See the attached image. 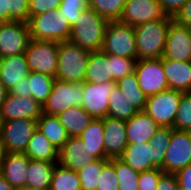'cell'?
Returning a JSON list of instances; mask_svg holds the SVG:
<instances>
[{
	"label": "cell",
	"instance_id": "obj_1",
	"mask_svg": "<svg viewBox=\"0 0 191 190\" xmlns=\"http://www.w3.org/2000/svg\"><path fill=\"white\" fill-rule=\"evenodd\" d=\"M173 20L167 16L165 19L152 20L134 27L138 60L163 57L167 33Z\"/></svg>",
	"mask_w": 191,
	"mask_h": 190
},
{
	"label": "cell",
	"instance_id": "obj_2",
	"mask_svg": "<svg viewBox=\"0 0 191 190\" xmlns=\"http://www.w3.org/2000/svg\"><path fill=\"white\" fill-rule=\"evenodd\" d=\"M108 22L94 9L87 7L72 27L69 40L89 52L100 51L103 47Z\"/></svg>",
	"mask_w": 191,
	"mask_h": 190
},
{
	"label": "cell",
	"instance_id": "obj_3",
	"mask_svg": "<svg viewBox=\"0 0 191 190\" xmlns=\"http://www.w3.org/2000/svg\"><path fill=\"white\" fill-rule=\"evenodd\" d=\"M90 52L70 40L59 42L58 64L55 78L84 83Z\"/></svg>",
	"mask_w": 191,
	"mask_h": 190
},
{
	"label": "cell",
	"instance_id": "obj_4",
	"mask_svg": "<svg viewBox=\"0 0 191 190\" xmlns=\"http://www.w3.org/2000/svg\"><path fill=\"white\" fill-rule=\"evenodd\" d=\"M34 40L63 42L70 39L72 27L59 10L32 16L28 21Z\"/></svg>",
	"mask_w": 191,
	"mask_h": 190
},
{
	"label": "cell",
	"instance_id": "obj_5",
	"mask_svg": "<svg viewBox=\"0 0 191 190\" xmlns=\"http://www.w3.org/2000/svg\"><path fill=\"white\" fill-rule=\"evenodd\" d=\"M101 50L106 54L137 59L134 27L119 20L109 21Z\"/></svg>",
	"mask_w": 191,
	"mask_h": 190
},
{
	"label": "cell",
	"instance_id": "obj_6",
	"mask_svg": "<svg viewBox=\"0 0 191 190\" xmlns=\"http://www.w3.org/2000/svg\"><path fill=\"white\" fill-rule=\"evenodd\" d=\"M59 42L30 39L24 52L30 71L55 77Z\"/></svg>",
	"mask_w": 191,
	"mask_h": 190
},
{
	"label": "cell",
	"instance_id": "obj_7",
	"mask_svg": "<svg viewBox=\"0 0 191 190\" xmlns=\"http://www.w3.org/2000/svg\"><path fill=\"white\" fill-rule=\"evenodd\" d=\"M183 92L173 89L147 97L144 112L160 127H174L179 101Z\"/></svg>",
	"mask_w": 191,
	"mask_h": 190
},
{
	"label": "cell",
	"instance_id": "obj_8",
	"mask_svg": "<svg viewBox=\"0 0 191 190\" xmlns=\"http://www.w3.org/2000/svg\"><path fill=\"white\" fill-rule=\"evenodd\" d=\"M83 83L54 80L52 91L43 104V113L58 115L69 107H80L83 99Z\"/></svg>",
	"mask_w": 191,
	"mask_h": 190
},
{
	"label": "cell",
	"instance_id": "obj_9",
	"mask_svg": "<svg viewBox=\"0 0 191 190\" xmlns=\"http://www.w3.org/2000/svg\"><path fill=\"white\" fill-rule=\"evenodd\" d=\"M36 130L37 120L16 119L3 121L0 130V141L5 153H24Z\"/></svg>",
	"mask_w": 191,
	"mask_h": 190
},
{
	"label": "cell",
	"instance_id": "obj_10",
	"mask_svg": "<svg viewBox=\"0 0 191 190\" xmlns=\"http://www.w3.org/2000/svg\"><path fill=\"white\" fill-rule=\"evenodd\" d=\"M191 164V131L172 130L161 168L164 173L175 174Z\"/></svg>",
	"mask_w": 191,
	"mask_h": 190
},
{
	"label": "cell",
	"instance_id": "obj_11",
	"mask_svg": "<svg viewBox=\"0 0 191 190\" xmlns=\"http://www.w3.org/2000/svg\"><path fill=\"white\" fill-rule=\"evenodd\" d=\"M30 39L28 23L2 22L0 24V58L24 54Z\"/></svg>",
	"mask_w": 191,
	"mask_h": 190
},
{
	"label": "cell",
	"instance_id": "obj_12",
	"mask_svg": "<svg viewBox=\"0 0 191 190\" xmlns=\"http://www.w3.org/2000/svg\"><path fill=\"white\" fill-rule=\"evenodd\" d=\"M135 73L139 86L147 97L169 89L162 66V57L158 59L137 60Z\"/></svg>",
	"mask_w": 191,
	"mask_h": 190
},
{
	"label": "cell",
	"instance_id": "obj_13",
	"mask_svg": "<svg viewBox=\"0 0 191 190\" xmlns=\"http://www.w3.org/2000/svg\"><path fill=\"white\" fill-rule=\"evenodd\" d=\"M116 86V82L95 84L83 83V99L81 108L94 119H102L107 116L109 95Z\"/></svg>",
	"mask_w": 191,
	"mask_h": 190
},
{
	"label": "cell",
	"instance_id": "obj_14",
	"mask_svg": "<svg viewBox=\"0 0 191 190\" xmlns=\"http://www.w3.org/2000/svg\"><path fill=\"white\" fill-rule=\"evenodd\" d=\"M167 16L159 0H128L119 21L136 27L152 20L165 19Z\"/></svg>",
	"mask_w": 191,
	"mask_h": 190
},
{
	"label": "cell",
	"instance_id": "obj_15",
	"mask_svg": "<svg viewBox=\"0 0 191 190\" xmlns=\"http://www.w3.org/2000/svg\"><path fill=\"white\" fill-rule=\"evenodd\" d=\"M163 58L191 61V29L173 20L167 33Z\"/></svg>",
	"mask_w": 191,
	"mask_h": 190
},
{
	"label": "cell",
	"instance_id": "obj_16",
	"mask_svg": "<svg viewBox=\"0 0 191 190\" xmlns=\"http://www.w3.org/2000/svg\"><path fill=\"white\" fill-rule=\"evenodd\" d=\"M42 113L43 106L34 98L14 96L10 93L0 109L3 121L16 119L38 120Z\"/></svg>",
	"mask_w": 191,
	"mask_h": 190
},
{
	"label": "cell",
	"instance_id": "obj_17",
	"mask_svg": "<svg viewBox=\"0 0 191 190\" xmlns=\"http://www.w3.org/2000/svg\"><path fill=\"white\" fill-rule=\"evenodd\" d=\"M103 126L105 159L119 158L128 145L126 121L106 116Z\"/></svg>",
	"mask_w": 191,
	"mask_h": 190
},
{
	"label": "cell",
	"instance_id": "obj_18",
	"mask_svg": "<svg viewBox=\"0 0 191 190\" xmlns=\"http://www.w3.org/2000/svg\"><path fill=\"white\" fill-rule=\"evenodd\" d=\"M95 160L79 137H70L58 151V163L77 172Z\"/></svg>",
	"mask_w": 191,
	"mask_h": 190
},
{
	"label": "cell",
	"instance_id": "obj_19",
	"mask_svg": "<svg viewBox=\"0 0 191 190\" xmlns=\"http://www.w3.org/2000/svg\"><path fill=\"white\" fill-rule=\"evenodd\" d=\"M30 73L25 54L0 58V83L10 92Z\"/></svg>",
	"mask_w": 191,
	"mask_h": 190
},
{
	"label": "cell",
	"instance_id": "obj_20",
	"mask_svg": "<svg viewBox=\"0 0 191 190\" xmlns=\"http://www.w3.org/2000/svg\"><path fill=\"white\" fill-rule=\"evenodd\" d=\"M29 158L24 153H5L1 175L14 189L27 186Z\"/></svg>",
	"mask_w": 191,
	"mask_h": 190
},
{
	"label": "cell",
	"instance_id": "obj_21",
	"mask_svg": "<svg viewBox=\"0 0 191 190\" xmlns=\"http://www.w3.org/2000/svg\"><path fill=\"white\" fill-rule=\"evenodd\" d=\"M160 126L144 111H138L126 120L128 144L149 142Z\"/></svg>",
	"mask_w": 191,
	"mask_h": 190
},
{
	"label": "cell",
	"instance_id": "obj_22",
	"mask_svg": "<svg viewBox=\"0 0 191 190\" xmlns=\"http://www.w3.org/2000/svg\"><path fill=\"white\" fill-rule=\"evenodd\" d=\"M162 66L169 89L191 92V61L180 62L162 57Z\"/></svg>",
	"mask_w": 191,
	"mask_h": 190
},
{
	"label": "cell",
	"instance_id": "obj_23",
	"mask_svg": "<svg viewBox=\"0 0 191 190\" xmlns=\"http://www.w3.org/2000/svg\"><path fill=\"white\" fill-rule=\"evenodd\" d=\"M119 159L139 173L156 168L152 164V148L149 142L128 144Z\"/></svg>",
	"mask_w": 191,
	"mask_h": 190
},
{
	"label": "cell",
	"instance_id": "obj_24",
	"mask_svg": "<svg viewBox=\"0 0 191 190\" xmlns=\"http://www.w3.org/2000/svg\"><path fill=\"white\" fill-rule=\"evenodd\" d=\"M85 82L95 84L112 82L110 54L102 50L90 52Z\"/></svg>",
	"mask_w": 191,
	"mask_h": 190
},
{
	"label": "cell",
	"instance_id": "obj_25",
	"mask_svg": "<svg viewBox=\"0 0 191 190\" xmlns=\"http://www.w3.org/2000/svg\"><path fill=\"white\" fill-rule=\"evenodd\" d=\"M37 130L40 131L57 150H60L70 138L66 128L61 124L56 115L42 113L37 120Z\"/></svg>",
	"mask_w": 191,
	"mask_h": 190
},
{
	"label": "cell",
	"instance_id": "obj_26",
	"mask_svg": "<svg viewBox=\"0 0 191 190\" xmlns=\"http://www.w3.org/2000/svg\"><path fill=\"white\" fill-rule=\"evenodd\" d=\"M58 151L40 131L36 130L24 154L31 160L58 163Z\"/></svg>",
	"mask_w": 191,
	"mask_h": 190
},
{
	"label": "cell",
	"instance_id": "obj_27",
	"mask_svg": "<svg viewBox=\"0 0 191 190\" xmlns=\"http://www.w3.org/2000/svg\"><path fill=\"white\" fill-rule=\"evenodd\" d=\"M56 163L29 159L27 186L38 190H49Z\"/></svg>",
	"mask_w": 191,
	"mask_h": 190
},
{
	"label": "cell",
	"instance_id": "obj_28",
	"mask_svg": "<svg viewBox=\"0 0 191 190\" xmlns=\"http://www.w3.org/2000/svg\"><path fill=\"white\" fill-rule=\"evenodd\" d=\"M56 116L66 128L69 137H79L94 119L81 107H69Z\"/></svg>",
	"mask_w": 191,
	"mask_h": 190
},
{
	"label": "cell",
	"instance_id": "obj_29",
	"mask_svg": "<svg viewBox=\"0 0 191 190\" xmlns=\"http://www.w3.org/2000/svg\"><path fill=\"white\" fill-rule=\"evenodd\" d=\"M79 138L89 148L92 156L105 159L103 118L93 119Z\"/></svg>",
	"mask_w": 191,
	"mask_h": 190
},
{
	"label": "cell",
	"instance_id": "obj_30",
	"mask_svg": "<svg viewBox=\"0 0 191 190\" xmlns=\"http://www.w3.org/2000/svg\"><path fill=\"white\" fill-rule=\"evenodd\" d=\"M116 86L128 98L130 104L137 110L143 111L147 101V96L141 90L137 81L136 73L126 75L116 82Z\"/></svg>",
	"mask_w": 191,
	"mask_h": 190
},
{
	"label": "cell",
	"instance_id": "obj_31",
	"mask_svg": "<svg viewBox=\"0 0 191 190\" xmlns=\"http://www.w3.org/2000/svg\"><path fill=\"white\" fill-rule=\"evenodd\" d=\"M138 111L130 104L128 98L115 86L109 95V106L107 116L116 119L129 120Z\"/></svg>",
	"mask_w": 191,
	"mask_h": 190
},
{
	"label": "cell",
	"instance_id": "obj_32",
	"mask_svg": "<svg viewBox=\"0 0 191 190\" xmlns=\"http://www.w3.org/2000/svg\"><path fill=\"white\" fill-rule=\"evenodd\" d=\"M49 190H81L78 172L56 163Z\"/></svg>",
	"mask_w": 191,
	"mask_h": 190
},
{
	"label": "cell",
	"instance_id": "obj_33",
	"mask_svg": "<svg viewBox=\"0 0 191 190\" xmlns=\"http://www.w3.org/2000/svg\"><path fill=\"white\" fill-rule=\"evenodd\" d=\"M0 21H29V0H0Z\"/></svg>",
	"mask_w": 191,
	"mask_h": 190
},
{
	"label": "cell",
	"instance_id": "obj_34",
	"mask_svg": "<svg viewBox=\"0 0 191 190\" xmlns=\"http://www.w3.org/2000/svg\"><path fill=\"white\" fill-rule=\"evenodd\" d=\"M28 80V87L31 92V97L43 106L51 94L55 77L30 71Z\"/></svg>",
	"mask_w": 191,
	"mask_h": 190
},
{
	"label": "cell",
	"instance_id": "obj_35",
	"mask_svg": "<svg viewBox=\"0 0 191 190\" xmlns=\"http://www.w3.org/2000/svg\"><path fill=\"white\" fill-rule=\"evenodd\" d=\"M171 127H160L149 143L152 148V164L156 168H162L165 160L166 149L172 136Z\"/></svg>",
	"mask_w": 191,
	"mask_h": 190
},
{
	"label": "cell",
	"instance_id": "obj_36",
	"mask_svg": "<svg viewBox=\"0 0 191 190\" xmlns=\"http://www.w3.org/2000/svg\"><path fill=\"white\" fill-rule=\"evenodd\" d=\"M126 0H89L88 7L94 9L108 21L121 19Z\"/></svg>",
	"mask_w": 191,
	"mask_h": 190
},
{
	"label": "cell",
	"instance_id": "obj_37",
	"mask_svg": "<svg viewBox=\"0 0 191 190\" xmlns=\"http://www.w3.org/2000/svg\"><path fill=\"white\" fill-rule=\"evenodd\" d=\"M109 161L114 165L119 180V190H138L139 172L134 171L119 158L109 159Z\"/></svg>",
	"mask_w": 191,
	"mask_h": 190
},
{
	"label": "cell",
	"instance_id": "obj_38",
	"mask_svg": "<svg viewBox=\"0 0 191 190\" xmlns=\"http://www.w3.org/2000/svg\"><path fill=\"white\" fill-rule=\"evenodd\" d=\"M109 159H97L78 171L81 190H96L100 172Z\"/></svg>",
	"mask_w": 191,
	"mask_h": 190
},
{
	"label": "cell",
	"instance_id": "obj_39",
	"mask_svg": "<svg viewBox=\"0 0 191 190\" xmlns=\"http://www.w3.org/2000/svg\"><path fill=\"white\" fill-rule=\"evenodd\" d=\"M173 129L191 131V92L181 94Z\"/></svg>",
	"mask_w": 191,
	"mask_h": 190
},
{
	"label": "cell",
	"instance_id": "obj_40",
	"mask_svg": "<svg viewBox=\"0 0 191 190\" xmlns=\"http://www.w3.org/2000/svg\"><path fill=\"white\" fill-rule=\"evenodd\" d=\"M137 60L110 54L112 82H117L126 75L135 72Z\"/></svg>",
	"mask_w": 191,
	"mask_h": 190
},
{
	"label": "cell",
	"instance_id": "obj_41",
	"mask_svg": "<svg viewBox=\"0 0 191 190\" xmlns=\"http://www.w3.org/2000/svg\"><path fill=\"white\" fill-rule=\"evenodd\" d=\"M87 7L88 2L86 0H62L58 10L73 27L80 18L81 12Z\"/></svg>",
	"mask_w": 191,
	"mask_h": 190
},
{
	"label": "cell",
	"instance_id": "obj_42",
	"mask_svg": "<svg viewBox=\"0 0 191 190\" xmlns=\"http://www.w3.org/2000/svg\"><path fill=\"white\" fill-rule=\"evenodd\" d=\"M119 180L114 165L108 161L102 168L96 190H119Z\"/></svg>",
	"mask_w": 191,
	"mask_h": 190
},
{
	"label": "cell",
	"instance_id": "obj_43",
	"mask_svg": "<svg viewBox=\"0 0 191 190\" xmlns=\"http://www.w3.org/2000/svg\"><path fill=\"white\" fill-rule=\"evenodd\" d=\"M163 173L164 171L160 168L140 172L138 190H156L160 176Z\"/></svg>",
	"mask_w": 191,
	"mask_h": 190
},
{
	"label": "cell",
	"instance_id": "obj_44",
	"mask_svg": "<svg viewBox=\"0 0 191 190\" xmlns=\"http://www.w3.org/2000/svg\"><path fill=\"white\" fill-rule=\"evenodd\" d=\"M62 0H29V19L51 10H58Z\"/></svg>",
	"mask_w": 191,
	"mask_h": 190
},
{
	"label": "cell",
	"instance_id": "obj_45",
	"mask_svg": "<svg viewBox=\"0 0 191 190\" xmlns=\"http://www.w3.org/2000/svg\"><path fill=\"white\" fill-rule=\"evenodd\" d=\"M179 190H191V164L175 173Z\"/></svg>",
	"mask_w": 191,
	"mask_h": 190
},
{
	"label": "cell",
	"instance_id": "obj_46",
	"mask_svg": "<svg viewBox=\"0 0 191 190\" xmlns=\"http://www.w3.org/2000/svg\"><path fill=\"white\" fill-rule=\"evenodd\" d=\"M188 0H159L165 13L174 18Z\"/></svg>",
	"mask_w": 191,
	"mask_h": 190
},
{
	"label": "cell",
	"instance_id": "obj_47",
	"mask_svg": "<svg viewBox=\"0 0 191 190\" xmlns=\"http://www.w3.org/2000/svg\"><path fill=\"white\" fill-rule=\"evenodd\" d=\"M156 190H179L175 174L163 173L160 176Z\"/></svg>",
	"mask_w": 191,
	"mask_h": 190
},
{
	"label": "cell",
	"instance_id": "obj_48",
	"mask_svg": "<svg viewBox=\"0 0 191 190\" xmlns=\"http://www.w3.org/2000/svg\"><path fill=\"white\" fill-rule=\"evenodd\" d=\"M176 22L191 29V0H188L173 18Z\"/></svg>",
	"mask_w": 191,
	"mask_h": 190
},
{
	"label": "cell",
	"instance_id": "obj_49",
	"mask_svg": "<svg viewBox=\"0 0 191 190\" xmlns=\"http://www.w3.org/2000/svg\"><path fill=\"white\" fill-rule=\"evenodd\" d=\"M28 83V77H25L23 80L18 82L9 93L14 96L31 97V92L29 90Z\"/></svg>",
	"mask_w": 191,
	"mask_h": 190
},
{
	"label": "cell",
	"instance_id": "obj_50",
	"mask_svg": "<svg viewBox=\"0 0 191 190\" xmlns=\"http://www.w3.org/2000/svg\"><path fill=\"white\" fill-rule=\"evenodd\" d=\"M8 94L9 91L0 83V109Z\"/></svg>",
	"mask_w": 191,
	"mask_h": 190
},
{
	"label": "cell",
	"instance_id": "obj_51",
	"mask_svg": "<svg viewBox=\"0 0 191 190\" xmlns=\"http://www.w3.org/2000/svg\"><path fill=\"white\" fill-rule=\"evenodd\" d=\"M0 190H15L10 184L7 183V181L1 174H0Z\"/></svg>",
	"mask_w": 191,
	"mask_h": 190
},
{
	"label": "cell",
	"instance_id": "obj_52",
	"mask_svg": "<svg viewBox=\"0 0 191 190\" xmlns=\"http://www.w3.org/2000/svg\"><path fill=\"white\" fill-rule=\"evenodd\" d=\"M4 156H5V150H4V147L0 141V173L2 170Z\"/></svg>",
	"mask_w": 191,
	"mask_h": 190
},
{
	"label": "cell",
	"instance_id": "obj_53",
	"mask_svg": "<svg viewBox=\"0 0 191 190\" xmlns=\"http://www.w3.org/2000/svg\"><path fill=\"white\" fill-rule=\"evenodd\" d=\"M15 190H38V189L29 187V186H23V187L16 188Z\"/></svg>",
	"mask_w": 191,
	"mask_h": 190
},
{
	"label": "cell",
	"instance_id": "obj_54",
	"mask_svg": "<svg viewBox=\"0 0 191 190\" xmlns=\"http://www.w3.org/2000/svg\"><path fill=\"white\" fill-rule=\"evenodd\" d=\"M2 124H3V120H2V117H1V114H0V130H1Z\"/></svg>",
	"mask_w": 191,
	"mask_h": 190
}]
</instances>
